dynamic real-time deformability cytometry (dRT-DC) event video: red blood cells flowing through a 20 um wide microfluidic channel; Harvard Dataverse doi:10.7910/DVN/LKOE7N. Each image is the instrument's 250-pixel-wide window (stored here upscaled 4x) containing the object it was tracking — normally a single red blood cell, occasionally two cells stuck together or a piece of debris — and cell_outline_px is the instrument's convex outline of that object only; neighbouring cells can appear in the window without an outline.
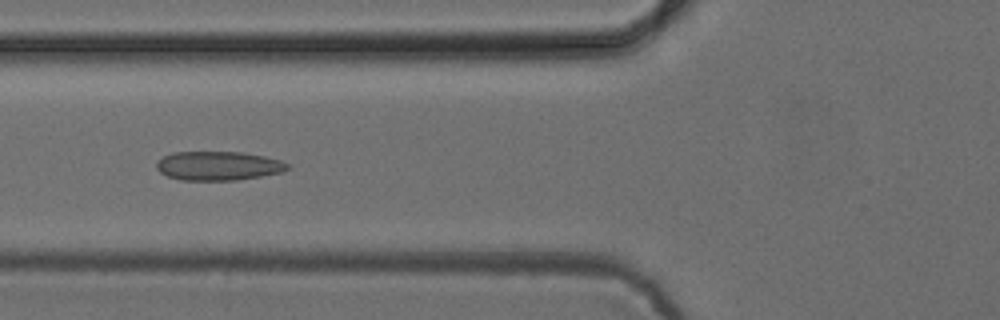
{"species": "common noctule bat (a hibernating species)", "species_latin": "Nyctalus noctula", "temperature_condition": "cold", "stored_images_in_passage": 51, "camera_frame_rate_fps": 3000, "um_per_image_px": 0.085, "animal": {"sex": "female", "body_mass_g": 24.6, "forearm_length_mm": 56.2}, "frame": {"image": 1, "passage_image": 19, "time_ms": 6.0, "image_size_px": [1000, 320], "cell_outline_px": [[292, 168], [280, 172], [260, 176], [236, 180], [180, 180], [168, 176], [160, 172], [156, 168], [156, 164], [164, 156], [172, 152], [244, 152], [264, 156], [280, 160], [288, 164]], "centroid_in_image_um": [18.56, 14.09], "position_along_channel_um": 107.2, "area_um2": 22.08}}
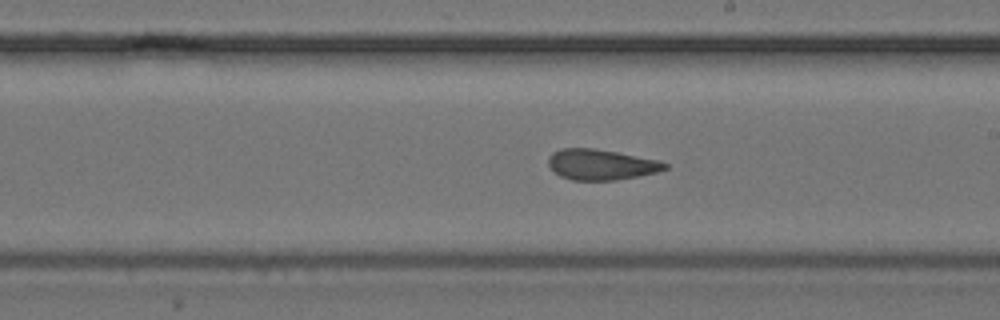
{"frame": {"image": 2, "passage_image": 29, "time_ms": 9.333, "image_size_px": [1000, 320], "cell_outline_px": [[668, 168], [656, 172], [616, 180], [572, 180], [560, 176], [548, 164], [548, 156], [552, 152], [560, 148], [596, 148], [660, 160], [668, 164]], "centroid_in_image_um": [51.08, 13.97], "position_along_channel_um": 237.9, "area_um2": 20.81}}
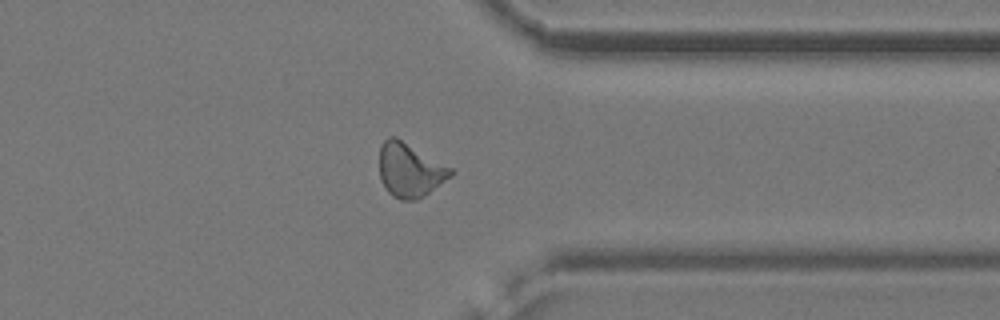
{"frame": {"image": 3, "passage_image": 40, "time_ms": 13.0, "image_size_px": [1000, 320], "cell_outline_px": [[456, 172], [452, 176], [424, 196], [416, 200], [400, 200], [392, 196], [388, 192], [380, 180], [380, 144], [388, 136], [396, 136], [452, 168]], "centroid_in_image_um": [34.84, 14.45], "position_along_channel_um": 376.6, "area_um2": 22.66}, "authors_computed_cell_mechanics": {"area_um2": 21.675, "velocity_mm_per_s": 3.9089, "shape_relaxation_time_tau1_ms": null, "shape_relaxation_time_tau2_ms": 1.9001, "deformation_change_tau1": null, "deformation_change_tau2": 0.09}}